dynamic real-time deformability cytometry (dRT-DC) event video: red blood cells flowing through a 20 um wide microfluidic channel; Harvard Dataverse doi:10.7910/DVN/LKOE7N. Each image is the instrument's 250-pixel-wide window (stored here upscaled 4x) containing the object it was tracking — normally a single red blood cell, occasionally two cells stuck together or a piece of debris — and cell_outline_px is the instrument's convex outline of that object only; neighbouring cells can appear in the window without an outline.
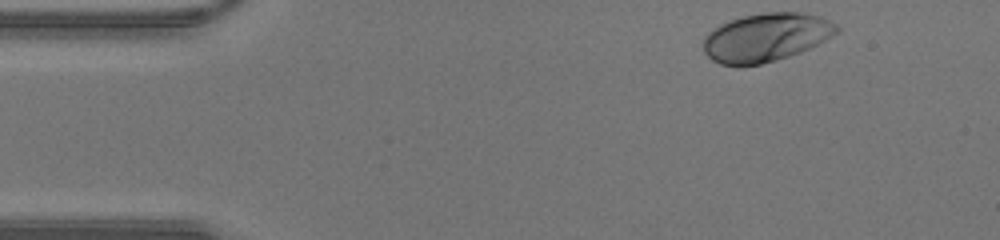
{"species": "human", "species_latin": "Homo sapiens", "temperature_condition": "warm", "stored_images_in_passage": 34, "camera_frame_rate_fps": 3000, "um_per_image_px": 0.085, "donor": {"sex": "male"}, "frame": {"image": 1, "passage_image": 1, "time_ms": 0.0, "image_size_px": [1000, 240], "cell_outline_px": [[840, 32], [800, 52], [776, 60], [760, 64], [740, 68], [720, 64], [712, 60], [704, 52], [704, 36], [712, 28], [728, 20], [744, 16], [764, 12], [796, 12], [820, 16], [836, 24], [840, 28]], "centroid_in_image_um": [65.07, 3.19], "position_along_channel_um": 19.9, "area_um2": 37.92}}
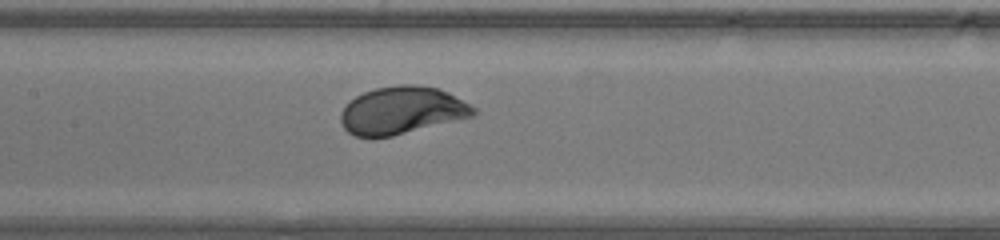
{"frame": {"image": 2, "passage_image": 16, "time_ms": 5.0, "image_size_px": [1000, 240], "cell_outline_px": [[480, 112], [476, 116], [392, 136], [356, 136], [348, 132], [344, 128], [340, 120], [340, 112], [356, 96], [364, 92], [376, 88], [400, 84], [416, 84], [436, 88], [448, 92], [476, 108]], "centroid_in_image_um": [34.21, 9.38], "position_along_channel_um": 173.2, "area_um2": 36.7}}
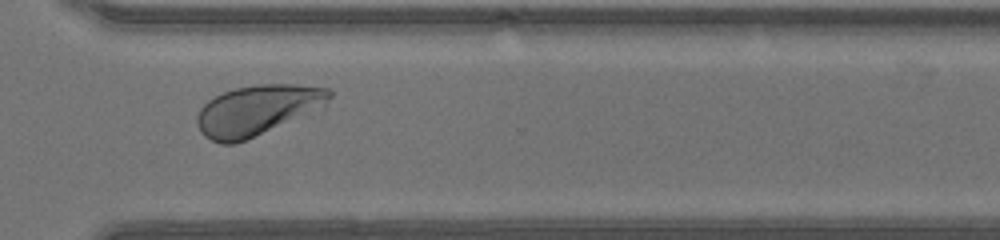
{"frame": {"image": 3, "passage_image": 27, "time_ms": 8.667, "image_size_px": [1000, 240], "cell_outline_px": [[332, 96], [324, 108], [236, 144], [220, 144], [204, 136], [200, 132], [196, 120], [196, 116], [200, 108], [208, 100], [224, 92], [236, 88], [256, 84], [296, 84], [328, 88], [332, 92]], "centroid_in_image_um": [21.9, 9.37], "position_along_channel_um": 348.7, "area_um2": 39.02}}